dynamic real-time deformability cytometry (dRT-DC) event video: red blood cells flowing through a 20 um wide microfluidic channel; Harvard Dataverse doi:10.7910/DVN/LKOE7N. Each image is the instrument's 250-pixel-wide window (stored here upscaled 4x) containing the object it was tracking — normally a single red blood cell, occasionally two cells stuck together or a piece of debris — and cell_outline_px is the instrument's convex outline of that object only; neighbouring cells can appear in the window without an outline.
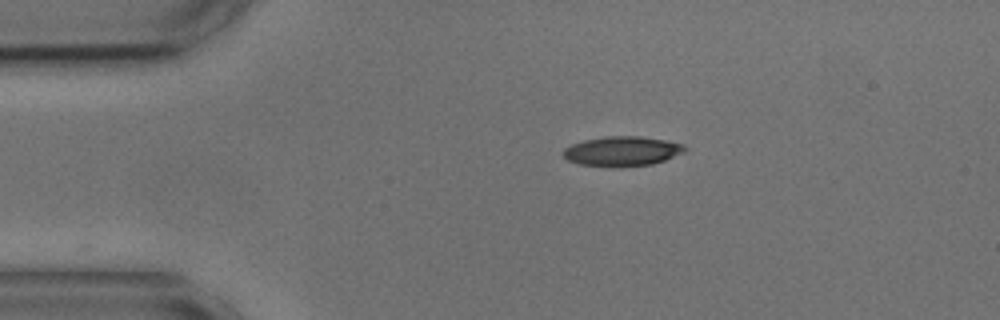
{"species": "common noctule bat (a hibernating species)", "species_latin": "Nyctalus noctula", "temperature_condition": "cold", "stored_images_in_passage": 35, "camera_frame_rate_fps": 3000, "um_per_image_px": 0.085, "animal": {"sex": "male", "body_mass_g": 17.9, "forearm_length_mm": 54.2}, "frame": {"image": 1, "passage_image": 1, "time_ms": 0.0, "image_size_px": [1000, 320], "cell_outline_px": [[688, 148], [684, 152], [664, 160], [652, 164], [620, 168], [580, 164], [568, 160], [560, 152], [564, 148], [572, 144], [584, 140], [604, 136], [640, 136], [664, 140], [684, 144]], "centroid_in_image_um": [52.87, 12.86], "position_along_channel_um": 32.1, "area_um2": 21.27}}
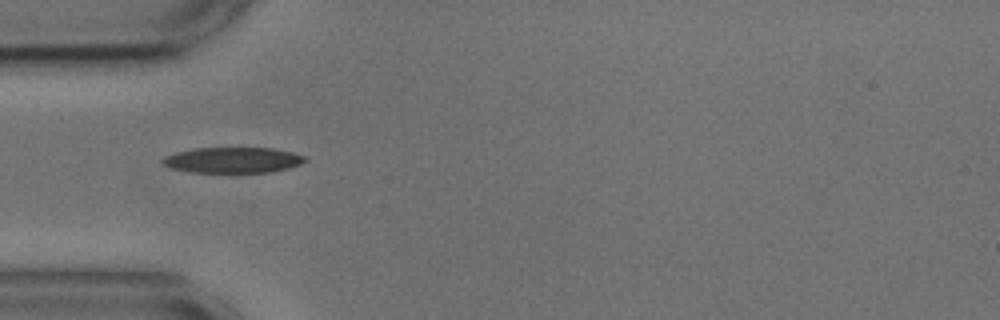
{"frame": {"image": 2, "passage_image": 7, "time_ms": 2.0, "image_size_px": [1000, 320], "cell_outline_px": [[308, 160], [300, 164], [288, 168], [272, 172], [192, 172], [172, 168], [164, 164], [160, 160], [164, 156], [176, 152], [196, 148], [272, 148], [292, 152], [304, 156]], "centroid_in_image_um": [19.8, 13.6], "position_along_channel_um": 65.2, "area_um2": 21.21}}
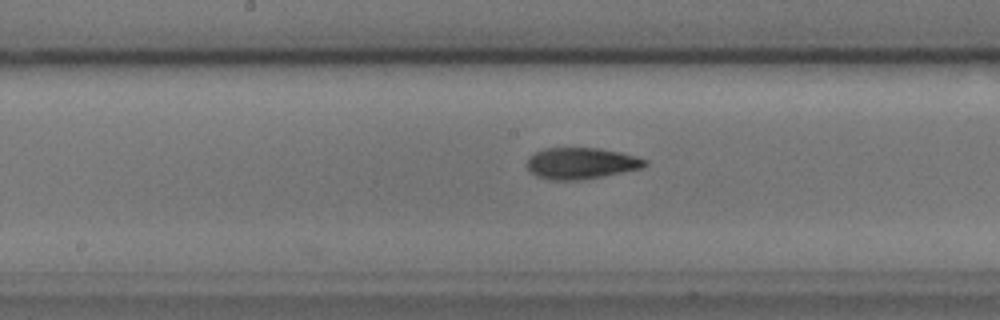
{"frame": {"image": 3, "passage_image": 18, "time_ms": 5.667, "image_size_px": [1000, 320], "cell_outline_px": [[648, 164], [644, 168], [604, 176], [580, 180], [548, 180], [536, 176], [528, 168], [528, 156], [544, 148], [600, 148], [620, 152], [636, 156], [648, 160]], "centroid_in_image_um": [49.43, 13.88], "position_along_channel_um": 198.8, "area_um2": 21.73}, "authors_computed_cell_mechanics": {"area_um2": 21.2126, "velocity_mm_per_s": 3.6307, "shape_relaxation_time_tau1_ms": null, "shape_relaxation_time_tau2_ms": 2.4121, "deformation_change_tau1": null, "deformation_change_tau2": 0.0879}}